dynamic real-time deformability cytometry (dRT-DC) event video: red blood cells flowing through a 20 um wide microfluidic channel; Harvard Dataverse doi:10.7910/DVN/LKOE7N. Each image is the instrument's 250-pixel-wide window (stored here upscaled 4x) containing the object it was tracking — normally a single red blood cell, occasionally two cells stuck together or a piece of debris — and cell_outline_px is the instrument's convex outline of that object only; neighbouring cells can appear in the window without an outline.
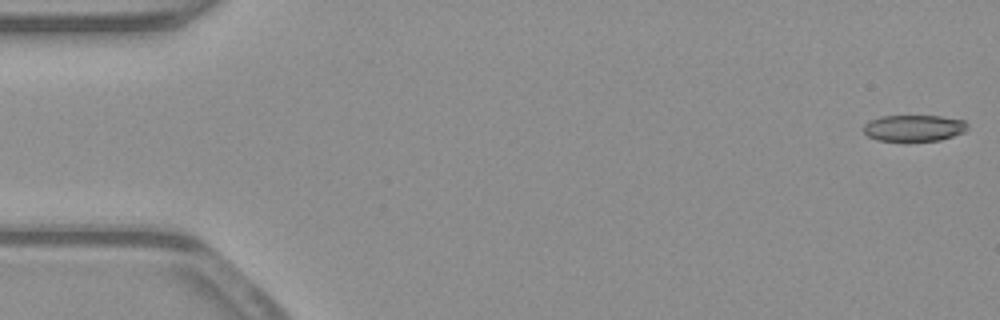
{"species": "common noctule bat (a hibernating species)", "species_latin": "Nyctalus noctula", "temperature_condition": "warm", "stored_images_in_passage": 51, "camera_frame_rate_fps": 3000, "um_per_image_px": 0.085, "animal": {"sex": "male", "body_mass_g": 23.1, "forearm_length_mm": 52.7}, "frame": {"image": 1, "passage_image": 1, "time_ms": 0.0, "image_size_px": [1000, 320], "cell_outline_px": [[968, 128], [964, 132], [940, 140], [876, 140], [868, 136], [864, 132], [864, 124], [868, 120], [880, 116], [940, 116], [964, 120], [968, 124]], "centroid_in_image_um": [77.68, 10.87], "position_along_channel_um": 7.3, "area_um2": 15.9}}
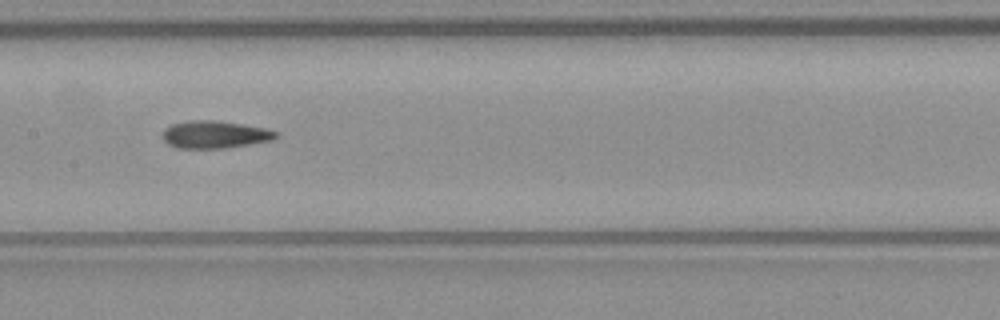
{"frame": {"image": 2, "passage_image": 26, "time_ms": 8.333, "image_size_px": [1000, 320], "cell_outline_px": [[276, 136], [272, 140], [228, 148], [176, 148], [168, 144], [164, 140], [164, 128], [172, 124], [188, 120], [216, 120], [264, 128], [276, 132]], "centroid_in_image_um": [18.22, 11.44], "position_along_channel_um": 189.2, "area_um2": 17.98}}
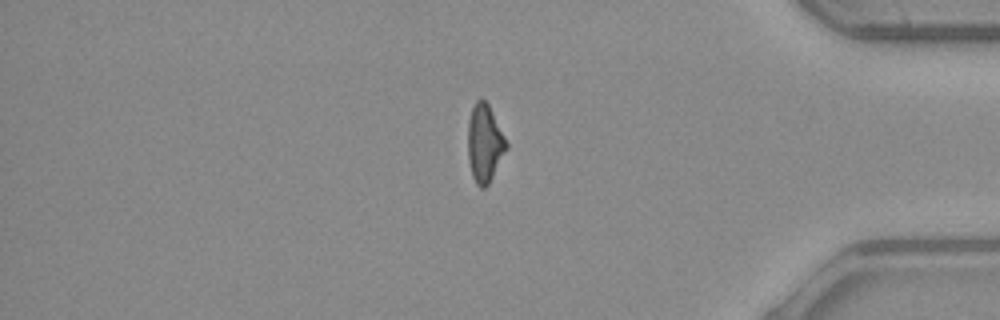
{"frame": {"image": 3, "passage_image": 44, "time_ms": 14.333, "image_size_px": [1000, 320], "cell_outline_px": [[508, 148], [488, 184], [484, 188], [480, 188], [476, 184], [472, 176], [468, 160], [468, 120], [472, 108], [476, 100], [484, 100], [488, 104], [508, 144]], "centroid_in_image_um": [41.18, 12.2], "position_along_channel_um": 394.0, "area_um2": 17.28}}